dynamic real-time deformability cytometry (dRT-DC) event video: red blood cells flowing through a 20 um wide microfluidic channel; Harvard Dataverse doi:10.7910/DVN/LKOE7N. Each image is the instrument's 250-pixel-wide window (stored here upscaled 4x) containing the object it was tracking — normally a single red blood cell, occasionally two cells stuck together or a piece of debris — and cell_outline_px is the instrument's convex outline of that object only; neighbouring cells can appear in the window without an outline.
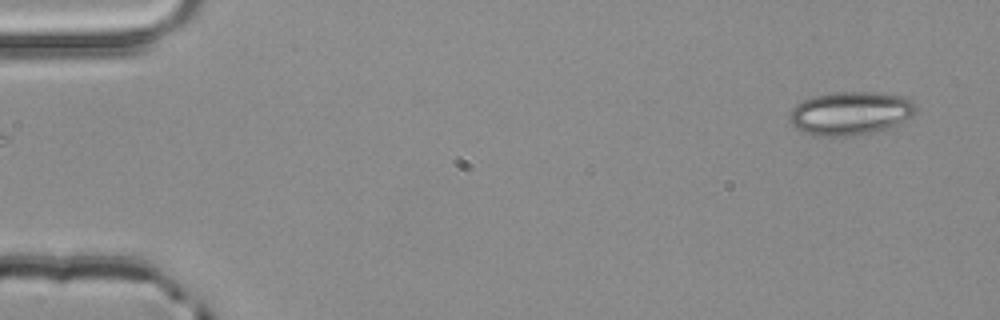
{"species": "common noctule bat (a hibernating species)", "species_latin": "Nyctalus noctula", "temperature_condition": "room temperature", "stored_images_in_passage": 5, "segment_of_instrument_passage": [2, 2], "camera_frame_rate_fps": 3000, "um_per_image_px": 0.085, "animal": {"sex": "male", "body_mass_g": 20.4}, "frame": {"image": 1, "passage_image": 5, "time_ms": 1.333, "image_size_px": [1000, 320], "cell_outline_px": [[916, 112], [912, 116], [888, 128], [876, 132], [844, 136], [820, 136], [800, 132], [792, 128], [788, 116], [792, 108], [796, 104], [812, 96], [836, 92], [880, 92], [908, 96], [916, 104]], "centroid_in_image_um": [72.28, 9.62], "position_along_channel_um": 12.7, "area_um2": 32.48}}